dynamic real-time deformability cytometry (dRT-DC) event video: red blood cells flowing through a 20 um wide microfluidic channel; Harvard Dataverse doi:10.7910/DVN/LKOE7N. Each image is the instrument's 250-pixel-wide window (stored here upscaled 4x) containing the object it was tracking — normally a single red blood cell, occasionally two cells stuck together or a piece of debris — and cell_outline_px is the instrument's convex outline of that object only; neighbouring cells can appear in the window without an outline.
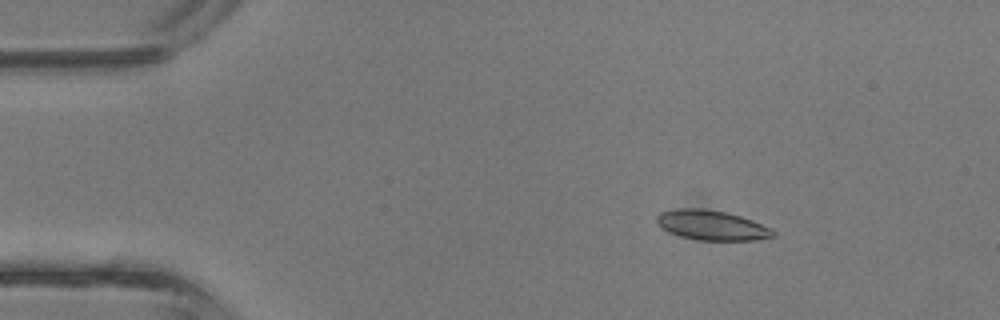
{"species": "common noctule bat (a hibernating species)", "species_latin": "Nyctalus noctula", "temperature_condition": "room temperature", "stored_images_in_passage": 5, "camera_frame_rate_fps": 3000, "um_per_image_px": 0.085, "animal": {"sex": "male", "body_mass_g": 13.3}, "frame": {"image": 1, "passage_image": 2, "time_ms": 0.333, "image_size_px": [1000, 320], "cell_outline_px": [[776, 236], [756, 240], [700, 240], [680, 236], [664, 228], [656, 220], [656, 216], [660, 212], [676, 208], [700, 208], [724, 212], [740, 216], [752, 220], [772, 228], [776, 232]], "centroid_in_image_um": [60.54, 19.14], "position_along_channel_um": 24.5, "area_um2": 20.06}}
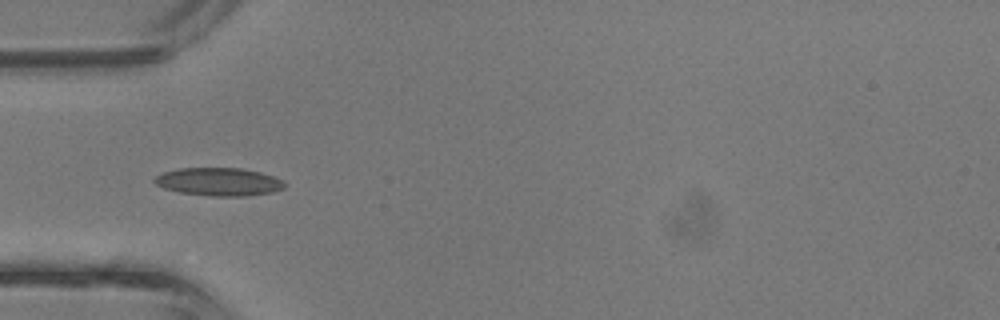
{"frame": {"image": 2, "passage_image": 4, "time_ms": 1.0, "image_size_px": [1000, 320], "cell_outline_px": [[284, 188], [272, 192], [248, 196], [212, 196], [180, 192], [164, 188], [156, 184], [152, 180], [156, 176], [164, 172], [180, 168], [240, 168], [260, 172], [284, 180]], "centroid_in_image_um": [18.61, 15.45], "position_along_channel_um": 66.4, "area_um2": 21.15}}
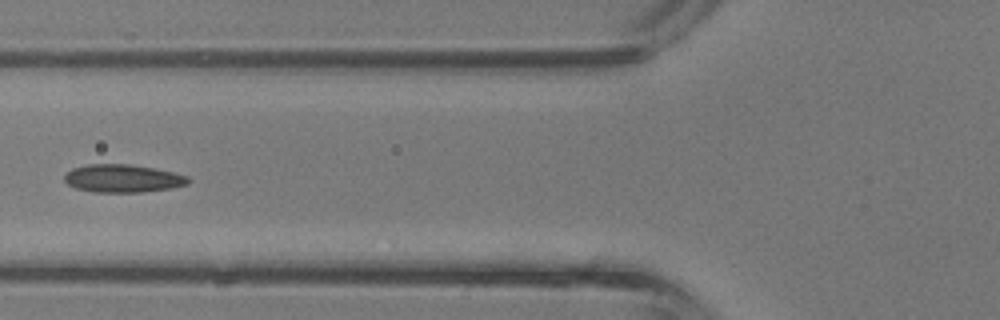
{"frame": {"image": 3, "passage_image": 5, "time_ms": 1.333, "image_size_px": [1000, 320], "cell_outline_px": [[192, 180], [188, 184], [172, 188], [140, 192], [92, 192], [76, 188], [68, 184], [64, 180], [64, 176], [72, 168], [88, 164], [128, 164], [152, 168], [172, 172], [188, 176]], "centroid_in_image_um": [10.44, 15.17], "position_along_channel_um": 115.4, "area_um2": 20.11}}